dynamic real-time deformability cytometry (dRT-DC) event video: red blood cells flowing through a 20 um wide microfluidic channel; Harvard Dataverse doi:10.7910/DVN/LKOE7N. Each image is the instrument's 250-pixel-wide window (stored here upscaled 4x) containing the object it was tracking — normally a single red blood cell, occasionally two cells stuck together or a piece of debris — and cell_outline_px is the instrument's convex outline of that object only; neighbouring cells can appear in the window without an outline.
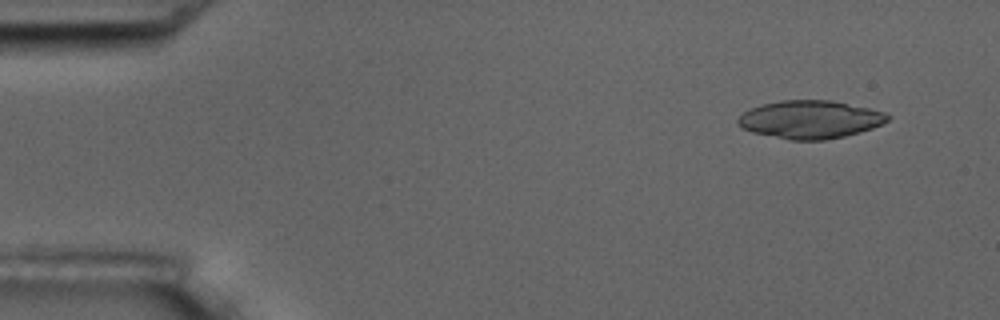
{"species": "common noctule bat (a hibernating species)", "species_latin": "Nyctalus noctula", "temperature_condition": "room temperature", "stored_images_in_passage": 3, "camera_frame_rate_fps": 3000, "um_per_image_px": 0.085, "animal": {"sex": "male", "body_mass_g": 17.5, "forearm_length_mm": 52.3}, "frame": {"image": 1, "passage_image": 1, "time_ms": 0.0, "image_size_px": [1000, 320], "cell_outline_px": [[892, 116], [888, 120], [872, 128], [860, 132], [844, 136], [824, 140], [788, 140], [752, 132], [740, 128], [736, 124], [736, 120], [744, 112], [760, 104], [780, 100], [832, 100], [868, 108], [884, 112]], "centroid_in_image_um": [68.82, 10.16], "position_along_channel_um": 16.2, "area_um2": 33.29}}